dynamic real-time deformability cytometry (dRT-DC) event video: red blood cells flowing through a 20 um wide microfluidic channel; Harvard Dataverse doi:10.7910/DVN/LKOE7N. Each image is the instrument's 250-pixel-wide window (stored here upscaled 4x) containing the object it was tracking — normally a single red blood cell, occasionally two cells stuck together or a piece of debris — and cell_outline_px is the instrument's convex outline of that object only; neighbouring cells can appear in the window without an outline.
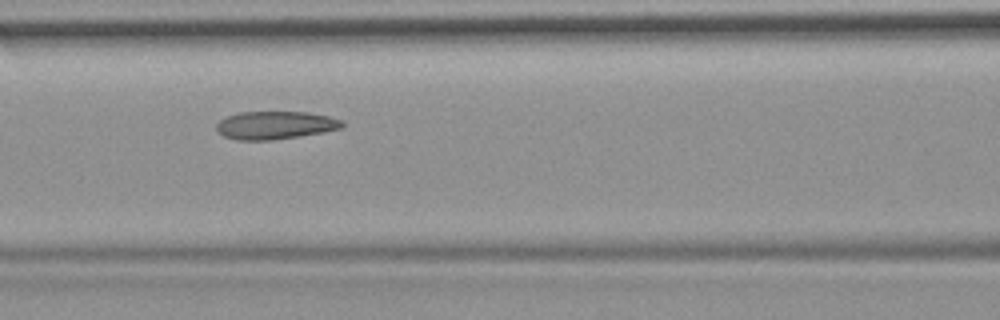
{"species": "common noctule bat (a hibernating species)", "species_latin": "Nyctalus noctula", "temperature_condition": "room temperature", "stored_images_in_passage": 7, "camera_frame_rate_fps": 3000, "um_per_image_px": 0.085, "animal": {"sex": "female", "body_mass_g": 19.9}, "frame": {"image": 1, "passage_image": 6, "time_ms": 1.667, "image_size_px": [1000, 320], "cell_outline_px": [[344, 128], [324, 132], [272, 140], [236, 140], [224, 136], [216, 128], [216, 124], [220, 120], [228, 116], [240, 112], [308, 112], [328, 116], [344, 120]], "centroid_in_image_um": [23.44, 10.64], "position_along_channel_um": 143.2, "area_um2": 20.52}}